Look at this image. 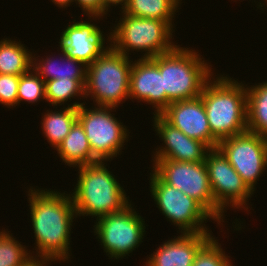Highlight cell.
Instances as JSON below:
<instances>
[{
  "mask_svg": "<svg viewBox=\"0 0 267 266\" xmlns=\"http://www.w3.org/2000/svg\"><path fill=\"white\" fill-rule=\"evenodd\" d=\"M83 103L74 102L68 107H63V111L47 110L41 122V129L47 138V142L54 147L57 146L64 140V138L69 134L71 127L77 121V108H79Z\"/></svg>",
  "mask_w": 267,
  "mask_h": 266,
  "instance_id": "20",
  "label": "cell"
},
{
  "mask_svg": "<svg viewBox=\"0 0 267 266\" xmlns=\"http://www.w3.org/2000/svg\"><path fill=\"white\" fill-rule=\"evenodd\" d=\"M204 86L202 98L211 134L218 140L247 131L246 86L231 77L220 75Z\"/></svg>",
  "mask_w": 267,
  "mask_h": 266,
  "instance_id": "2",
  "label": "cell"
},
{
  "mask_svg": "<svg viewBox=\"0 0 267 266\" xmlns=\"http://www.w3.org/2000/svg\"><path fill=\"white\" fill-rule=\"evenodd\" d=\"M160 115L189 138L200 140L210 149L217 148L219 141L211 134L206 110L200 96L172 102Z\"/></svg>",
  "mask_w": 267,
  "mask_h": 266,
  "instance_id": "13",
  "label": "cell"
},
{
  "mask_svg": "<svg viewBox=\"0 0 267 266\" xmlns=\"http://www.w3.org/2000/svg\"><path fill=\"white\" fill-rule=\"evenodd\" d=\"M217 148L254 192L255 185L267 167V139L246 131L219 141Z\"/></svg>",
  "mask_w": 267,
  "mask_h": 266,
  "instance_id": "12",
  "label": "cell"
},
{
  "mask_svg": "<svg viewBox=\"0 0 267 266\" xmlns=\"http://www.w3.org/2000/svg\"><path fill=\"white\" fill-rule=\"evenodd\" d=\"M247 131L267 137V81L247 87Z\"/></svg>",
  "mask_w": 267,
  "mask_h": 266,
  "instance_id": "21",
  "label": "cell"
},
{
  "mask_svg": "<svg viewBox=\"0 0 267 266\" xmlns=\"http://www.w3.org/2000/svg\"><path fill=\"white\" fill-rule=\"evenodd\" d=\"M55 150L58 152L62 162L70 167H81L99 161L92 154L86 133L78 121L74 123L69 134Z\"/></svg>",
  "mask_w": 267,
  "mask_h": 266,
  "instance_id": "18",
  "label": "cell"
},
{
  "mask_svg": "<svg viewBox=\"0 0 267 266\" xmlns=\"http://www.w3.org/2000/svg\"><path fill=\"white\" fill-rule=\"evenodd\" d=\"M9 232L0 231V266H22L32 253Z\"/></svg>",
  "mask_w": 267,
  "mask_h": 266,
  "instance_id": "25",
  "label": "cell"
},
{
  "mask_svg": "<svg viewBox=\"0 0 267 266\" xmlns=\"http://www.w3.org/2000/svg\"><path fill=\"white\" fill-rule=\"evenodd\" d=\"M51 1L59 8H66L68 7V5L70 6V4L74 2V0H51Z\"/></svg>",
  "mask_w": 267,
  "mask_h": 266,
  "instance_id": "32",
  "label": "cell"
},
{
  "mask_svg": "<svg viewBox=\"0 0 267 266\" xmlns=\"http://www.w3.org/2000/svg\"><path fill=\"white\" fill-rule=\"evenodd\" d=\"M104 161L78 168L77 183L71 194L77 216L96 219L117 213L130 205L126 192Z\"/></svg>",
  "mask_w": 267,
  "mask_h": 266,
  "instance_id": "3",
  "label": "cell"
},
{
  "mask_svg": "<svg viewBox=\"0 0 267 266\" xmlns=\"http://www.w3.org/2000/svg\"><path fill=\"white\" fill-rule=\"evenodd\" d=\"M89 109L85 103L77 108V121L86 133L92 154L99 161L112 160L121 153L125 141L128 142L127 127L110 113L114 107L97 106Z\"/></svg>",
  "mask_w": 267,
  "mask_h": 266,
  "instance_id": "8",
  "label": "cell"
},
{
  "mask_svg": "<svg viewBox=\"0 0 267 266\" xmlns=\"http://www.w3.org/2000/svg\"><path fill=\"white\" fill-rule=\"evenodd\" d=\"M182 1V0H181ZM180 0H129L122 10L127 15L160 21L174 20Z\"/></svg>",
  "mask_w": 267,
  "mask_h": 266,
  "instance_id": "23",
  "label": "cell"
},
{
  "mask_svg": "<svg viewBox=\"0 0 267 266\" xmlns=\"http://www.w3.org/2000/svg\"><path fill=\"white\" fill-rule=\"evenodd\" d=\"M129 59L110 47L87 66L85 97L91 95L92 100L95 99V106L114 108L129 99L130 71L133 65V61Z\"/></svg>",
  "mask_w": 267,
  "mask_h": 266,
  "instance_id": "6",
  "label": "cell"
},
{
  "mask_svg": "<svg viewBox=\"0 0 267 266\" xmlns=\"http://www.w3.org/2000/svg\"><path fill=\"white\" fill-rule=\"evenodd\" d=\"M204 162L208 170L214 201L217 204V223L224 222L223 213L228 206L235 209L246 207L247 210L248 203L246 202L254 192L246 185L222 152L218 148L210 149L206 153Z\"/></svg>",
  "mask_w": 267,
  "mask_h": 266,
  "instance_id": "11",
  "label": "cell"
},
{
  "mask_svg": "<svg viewBox=\"0 0 267 266\" xmlns=\"http://www.w3.org/2000/svg\"><path fill=\"white\" fill-rule=\"evenodd\" d=\"M129 98L147 102L161 114L166 109L163 76L150 58H139L130 71Z\"/></svg>",
  "mask_w": 267,
  "mask_h": 266,
  "instance_id": "16",
  "label": "cell"
},
{
  "mask_svg": "<svg viewBox=\"0 0 267 266\" xmlns=\"http://www.w3.org/2000/svg\"><path fill=\"white\" fill-rule=\"evenodd\" d=\"M86 80L52 79L45 82V100L49 104L58 106L71 101V97L80 96L85 99Z\"/></svg>",
  "mask_w": 267,
  "mask_h": 266,
  "instance_id": "24",
  "label": "cell"
},
{
  "mask_svg": "<svg viewBox=\"0 0 267 266\" xmlns=\"http://www.w3.org/2000/svg\"><path fill=\"white\" fill-rule=\"evenodd\" d=\"M150 192L157 207L180 233H210L203 224L214 217L194 198L166 184L153 170L150 173Z\"/></svg>",
  "mask_w": 267,
  "mask_h": 266,
  "instance_id": "7",
  "label": "cell"
},
{
  "mask_svg": "<svg viewBox=\"0 0 267 266\" xmlns=\"http://www.w3.org/2000/svg\"><path fill=\"white\" fill-rule=\"evenodd\" d=\"M129 3V0H101V16H105L111 6L121 5V9ZM111 5V6H110Z\"/></svg>",
  "mask_w": 267,
  "mask_h": 266,
  "instance_id": "31",
  "label": "cell"
},
{
  "mask_svg": "<svg viewBox=\"0 0 267 266\" xmlns=\"http://www.w3.org/2000/svg\"><path fill=\"white\" fill-rule=\"evenodd\" d=\"M41 258V259H39ZM55 262L56 259L50 257L31 256L22 266H48L49 262Z\"/></svg>",
  "mask_w": 267,
  "mask_h": 266,
  "instance_id": "30",
  "label": "cell"
},
{
  "mask_svg": "<svg viewBox=\"0 0 267 266\" xmlns=\"http://www.w3.org/2000/svg\"><path fill=\"white\" fill-rule=\"evenodd\" d=\"M121 12L122 18L107 38L115 51L130 57V50H143L145 54L141 58H153L177 46L172 41L173 21L141 18Z\"/></svg>",
  "mask_w": 267,
  "mask_h": 266,
  "instance_id": "5",
  "label": "cell"
},
{
  "mask_svg": "<svg viewBox=\"0 0 267 266\" xmlns=\"http://www.w3.org/2000/svg\"><path fill=\"white\" fill-rule=\"evenodd\" d=\"M76 5L83 10V15H88L90 19L93 17V20L96 18L100 19L101 16V0H74Z\"/></svg>",
  "mask_w": 267,
  "mask_h": 266,
  "instance_id": "29",
  "label": "cell"
},
{
  "mask_svg": "<svg viewBox=\"0 0 267 266\" xmlns=\"http://www.w3.org/2000/svg\"><path fill=\"white\" fill-rule=\"evenodd\" d=\"M188 49L177 45L167 53L150 58L163 76L166 108L172 102L199 97L214 75L211 65L198 52Z\"/></svg>",
  "mask_w": 267,
  "mask_h": 266,
  "instance_id": "4",
  "label": "cell"
},
{
  "mask_svg": "<svg viewBox=\"0 0 267 266\" xmlns=\"http://www.w3.org/2000/svg\"><path fill=\"white\" fill-rule=\"evenodd\" d=\"M211 237V233H181L159 246L145 266H192L197 252Z\"/></svg>",
  "mask_w": 267,
  "mask_h": 266,
  "instance_id": "17",
  "label": "cell"
},
{
  "mask_svg": "<svg viewBox=\"0 0 267 266\" xmlns=\"http://www.w3.org/2000/svg\"><path fill=\"white\" fill-rule=\"evenodd\" d=\"M17 75L0 74V104L5 107L17 106V95L19 87Z\"/></svg>",
  "mask_w": 267,
  "mask_h": 266,
  "instance_id": "28",
  "label": "cell"
},
{
  "mask_svg": "<svg viewBox=\"0 0 267 266\" xmlns=\"http://www.w3.org/2000/svg\"><path fill=\"white\" fill-rule=\"evenodd\" d=\"M73 22V23H72ZM62 31L59 46L68 57L81 61L89 66L99 56H102L111 46L105 44L101 29L89 21H72Z\"/></svg>",
  "mask_w": 267,
  "mask_h": 266,
  "instance_id": "14",
  "label": "cell"
},
{
  "mask_svg": "<svg viewBox=\"0 0 267 266\" xmlns=\"http://www.w3.org/2000/svg\"><path fill=\"white\" fill-rule=\"evenodd\" d=\"M60 50L62 52V57H60V60H62L60 62L63 63H61L62 65L59 62H56L54 57L51 58L50 56H47L45 60L43 58L42 60H38V57H36V59L34 55L32 68L45 82L52 79L86 80L87 66L81 61L68 57L62 49Z\"/></svg>",
  "mask_w": 267,
  "mask_h": 266,
  "instance_id": "19",
  "label": "cell"
},
{
  "mask_svg": "<svg viewBox=\"0 0 267 266\" xmlns=\"http://www.w3.org/2000/svg\"><path fill=\"white\" fill-rule=\"evenodd\" d=\"M33 189L28 191V203L38 249L35 256L64 262L70 258L69 238L73 219L77 217L72 197L70 193L51 189Z\"/></svg>",
  "mask_w": 267,
  "mask_h": 266,
  "instance_id": "1",
  "label": "cell"
},
{
  "mask_svg": "<svg viewBox=\"0 0 267 266\" xmlns=\"http://www.w3.org/2000/svg\"><path fill=\"white\" fill-rule=\"evenodd\" d=\"M154 129L164 141V147L156 149L154 159H169L179 162H204L210 148L201 142L189 138L181 130L169 124L160 114H154ZM158 150V151H157Z\"/></svg>",
  "mask_w": 267,
  "mask_h": 266,
  "instance_id": "15",
  "label": "cell"
},
{
  "mask_svg": "<svg viewBox=\"0 0 267 266\" xmlns=\"http://www.w3.org/2000/svg\"><path fill=\"white\" fill-rule=\"evenodd\" d=\"M33 55L30 50L15 40L0 41V74L23 75L32 69Z\"/></svg>",
  "mask_w": 267,
  "mask_h": 266,
  "instance_id": "22",
  "label": "cell"
},
{
  "mask_svg": "<svg viewBox=\"0 0 267 266\" xmlns=\"http://www.w3.org/2000/svg\"><path fill=\"white\" fill-rule=\"evenodd\" d=\"M138 214L130 204L120 212L96 219L94 233L109 258L122 259L143 242L145 221Z\"/></svg>",
  "mask_w": 267,
  "mask_h": 266,
  "instance_id": "9",
  "label": "cell"
},
{
  "mask_svg": "<svg viewBox=\"0 0 267 266\" xmlns=\"http://www.w3.org/2000/svg\"><path fill=\"white\" fill-rule=\"evenodd\" d=\"M17 95V105L21 101H27L30 103H37L40 99L45 98V81L39 76V74L32 68L20 75L19 77V87Z\"/></svg>",
  "mask_w": 267,
  "mask_h": 266,
  "instance_id": "26",
  "label": "cell"
},
{
  "mask_svg": "<svg viewBox=\"0 0 267 266\" xmlns=\"http://www.w3.org/2000/svg\"><path fill=\"white\" fill-rule=\"evenodd\" d=\"M215 237H211L197 252L192 266H228L231 261Z\"/></svg>",
  "mask_w": 267,
  "mask_h": 266,
  "instance_id": "27",
  "label": "cell"
},
{
  "mask_svg": "<svg viewBox=\"0 0 267 266\" xmlns=\"http://www.w3.org/2000/svg\"><path fill=\"white\" fill-rule=\"evenodd\" d=\"M153 162V171L166 184L194 198L217 222V204L214 201L205 162H179L169 159Z\"/></svg>",
  "mask_w": 267,
  "mask_h": 266,
  "instance_id": "10",
  "label": "cell"
}]
</instances>
